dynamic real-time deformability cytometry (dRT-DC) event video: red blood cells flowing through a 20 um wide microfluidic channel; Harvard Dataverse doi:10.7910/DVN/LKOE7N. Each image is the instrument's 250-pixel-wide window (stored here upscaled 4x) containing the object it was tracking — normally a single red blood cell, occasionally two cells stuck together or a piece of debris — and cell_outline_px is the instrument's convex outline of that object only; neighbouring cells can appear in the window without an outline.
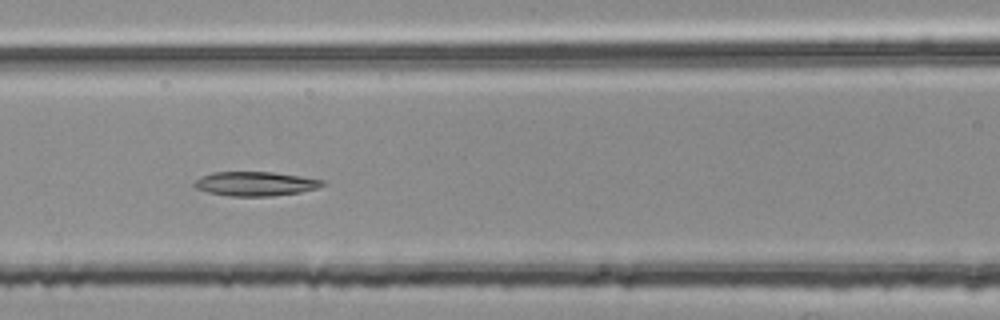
{"species": "common noctule bat (a hibernating species)", "species_latin": "Nyctalus noctula", "temperature_condition": "room temperature", "stored_images_in_passage": 52, "segment_of_instrument_passage": [2, 2], "camera_frame_rate_fps": 3000, "um_per_image_px": 0.085, "animal": {"sex": "female", "body_mass_g": 25.1}, "frame": {"image": 1, "passage_image": 23, "time_ms": 7.333, "image_size_px": [1000, 320], "cell_outline_px": [[328, 184], [320, 188], [300, 192], [272, 196], [228, 196], [208, 192], [196, 188], [192, 184], [200, 176], [212, 172], [272, 172], [300, 176], [324, 180]], "centroid_in_image_um": [21.73, 15.62], "position_along_channel_um": 144.9, "area_um2": 18.26}}
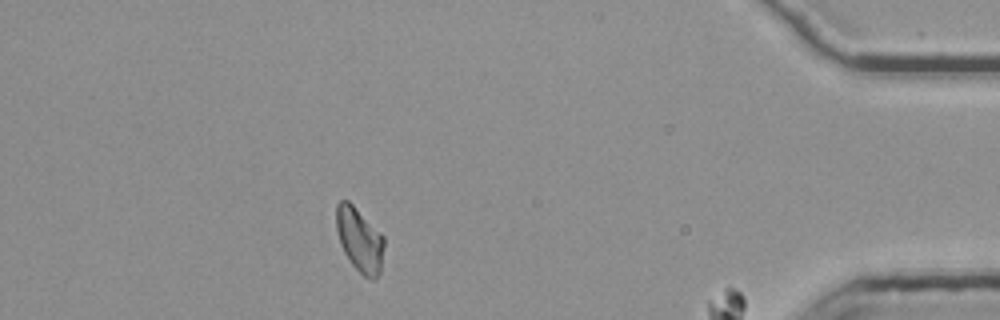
{"frame": {"image": 2, "passage_image": 48, "time_ms": 15.667, "image_size_px": [1000, 320], "cell_outline_px": [[384, 244], [380, 272], [376, 280], [372, 280], [364, 276], [352, 264], [344, 252], [340, 244], [336, 228], [336, 204], [340, 200], [348, 200], [384, 236]], "centroid_in_image_um": [30.56, 20.38], "position_along_channel_um": 404.6, "area_um2": 17.8}}